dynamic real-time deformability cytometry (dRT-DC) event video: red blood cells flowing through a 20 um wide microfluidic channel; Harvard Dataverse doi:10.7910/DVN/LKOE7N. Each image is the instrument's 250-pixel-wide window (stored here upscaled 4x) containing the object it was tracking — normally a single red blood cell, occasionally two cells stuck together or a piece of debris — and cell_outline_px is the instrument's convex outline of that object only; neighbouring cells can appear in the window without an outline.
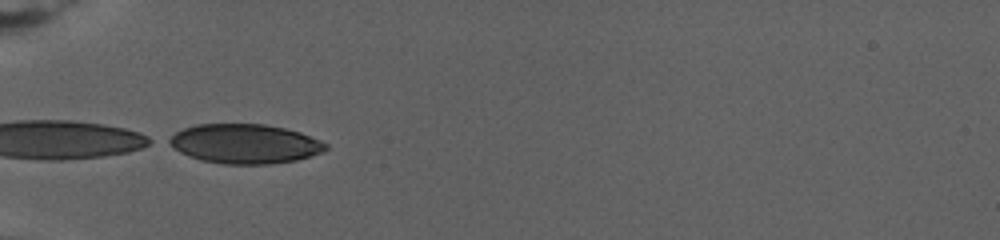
{"species": "human", "species_latin": "Homo sapiens", "temperature_condition": "warm", "stored_images_in_passage": 29, "camera_frame_rate_fps": 3000, "um_per_image_px": 0.085, "donor": {"sex": "female"}, "frame": {"image": 1, "passage_image": 1, "time_ms": 0.0, "image_size_px": [1000, 240], "cell_outline_px": [[328, 148], [324, 152], [296, 160], [268, 164], [224, 164], [200, 160], [188, 156], [180, 152], [164, 140], [176, 132], [184, 128], [196, 124], [264, 124], [284, 128], [300, 132], [320, 140], [328, 144]], "centroid_in_image_um": [20.8, 12.22], "position_along_channel_um": 64.2, "area_um2": 36.13}}
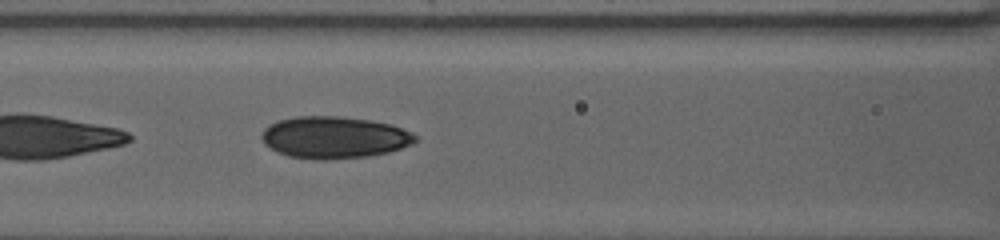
{"frame": {"image": 2, "passage_image": 20, "time_ms": 3.0, "image_size_px": [1000, 240], "cell_outline_px": [[416, 140], [412, 144], [388, 152], [368, 156], [324, 160], [320, 160], [288, 156], [276, 152], [264, 144], [260, 136], [264, 128], [268, 124], [280, 120], [296, 116], [340, 116], [372, 120], [388, 124], [412, 132], [416, 136]], "centroid_in_image_um": [28.36, 11.68], "position_along_channel_um": 138.2, "area_um2": 37.63}}
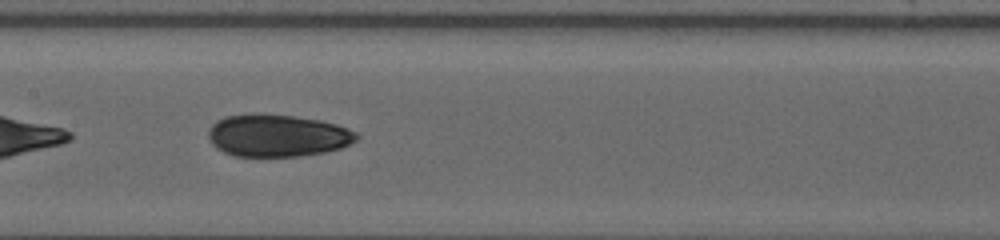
{"frame": {"image": 3, "passage_image": 28, "time_ms": 4.667, "image_size_px": [1000, 240], "cell_outline_px": [[360, 136], [356, 140], [340, 148], [324, 152], [300, 156], [236, 156], [224, 152], [216, 148], [208, 140], [208, 128], [216, 120], [224, 116], [252, 112], [260, 112], [296, 116], [320, 120], [336, 124], [348, 128], [356, 132]], "centroid_in_image_um": [23.53, 11.49], "position_along_channel_um": 183.9, "area_um2": 37.11}}